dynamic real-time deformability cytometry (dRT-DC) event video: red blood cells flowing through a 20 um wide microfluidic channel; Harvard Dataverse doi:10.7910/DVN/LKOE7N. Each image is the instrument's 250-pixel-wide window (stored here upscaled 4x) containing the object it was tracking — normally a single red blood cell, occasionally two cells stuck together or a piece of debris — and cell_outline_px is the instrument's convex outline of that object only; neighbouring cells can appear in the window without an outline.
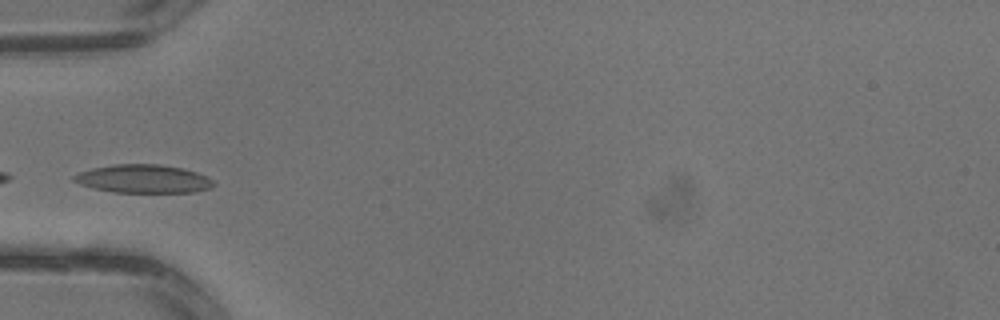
{"species": "common noctule bat (a hibernating species)", "species_latin": "Nyctalus noctula", "temperature_condition": "warm", "stored_images_in_passage": 3, "camera_frame_rate_fps": 3000, "um_per_image_px": 0.085, "animal": {"sex": "male", "body_mass_g": 13.3}, "frame": {"image": 1, "passage_image": 3, "time_ms": 0.667, "image_size_px": [1000, 320], "cell_outline_px": [[216, 184], [208, 188], [192, 192], [112, 192], [80, 184], [72, 180], [72, 176], [80, 172], [92, 168], [112, 164], [160, 164], [184, 168], [196, 172], [212, 180]], "centroid_in_image_um": [12.16, 15.19], "position_along_channel_um": 72.8, "area_um2": 22.89}}